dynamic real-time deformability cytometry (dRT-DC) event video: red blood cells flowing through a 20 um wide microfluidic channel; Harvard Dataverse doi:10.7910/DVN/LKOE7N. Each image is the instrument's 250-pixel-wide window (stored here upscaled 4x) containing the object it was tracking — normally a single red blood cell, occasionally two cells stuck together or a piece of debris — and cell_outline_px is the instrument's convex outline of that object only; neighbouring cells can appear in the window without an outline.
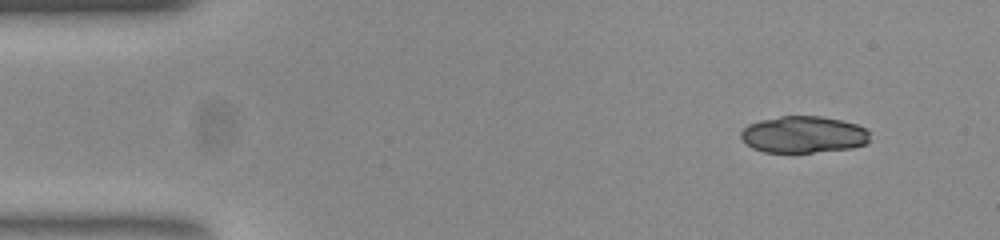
{"species": "common noctule bat (a hibernating species)", "species_latin": "Nyctalus noctula", "temperature_condition": "room temperature", "stored_images_in_passage": 49, "camera_frame_rate_fps": 3000, "um_per_image_px": 0.085, "animal": {"sex": "female", "body_mass_g": 23.0, "forearm_length_mm": 53.4}, "frame": {"image": 1, "passage_image": 1, "time_ms": 0.0, "image_size_px": [1000, 240], "cell_outline_px": [[868, 140], [864, 144], [852, 148], [812, 152], [764, 152], [752, 148], [740, 136], [740, 132], [748, 124], [760, 120], [780, 116], [820, 116], [840, 120], [856, 124], [864, 128], [868, 132]], "centroid_in_image_um": [68.26, 11.43], "position_along_channel_um": 16.7, "area_um2": 27.4}}
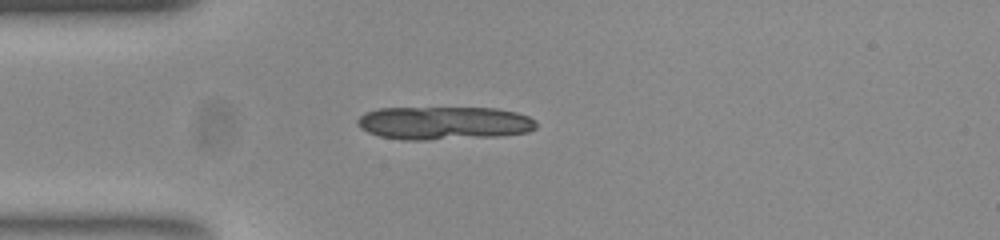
{"frame": {"image": 2, "passage_image": 10, "time_ms": 3.0, "image_size_px": [1000, 240], "cell_outline_px": [[536, 128], [528, 132], [500, 136], [428, 140], [404, 140], [380, 136], [368, 132], [360, 128], [356, 124], [356, 120], [364, 112], [376, 108], [496, 108], [516, 112], [528, 116], [536, 120]], "centroid_in_image_um": [37.72, 10.46], "position_along_channel_um": 47.3, "area_um2": 34.91}}
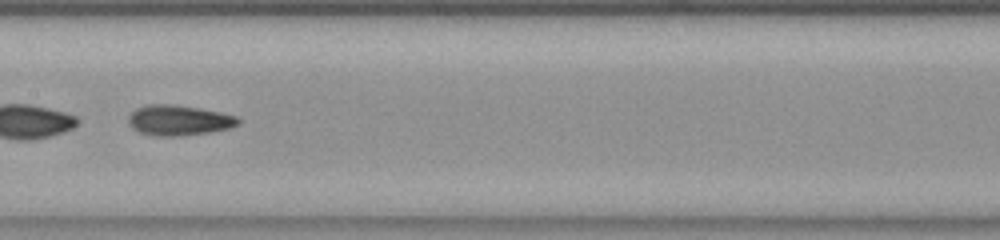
{"frame": {"image": 3, "passage_image": 23, "time_ms": 7.333, "image_size_px": [1000, 240], "cell_outline_px": [[240, 124], [228, 128], [208, 132], [180, 136], [156, 136], [140, 132], [132, 128], [128, 124], [128, 116], [136, 108], [148, 104], [176, 104], [200, 108], [220, 112], [236, 116], [240, 120]], "centroid_in_image_um": [15.18, 10.21], "position_along_channel_um": 192.2, "area_um2": 19.48}, "authors_computed_cell_mechanics": {"area_um2": 19.7676, "velocity_mm_per_s": 3.7849, "shape_relaxation_time_tau1_ms": null, "shape_relaxation_time_tau2_ms": 1.8732, "deformation_change_tau1": null, "deformation_change_tau2": 0.0935}}